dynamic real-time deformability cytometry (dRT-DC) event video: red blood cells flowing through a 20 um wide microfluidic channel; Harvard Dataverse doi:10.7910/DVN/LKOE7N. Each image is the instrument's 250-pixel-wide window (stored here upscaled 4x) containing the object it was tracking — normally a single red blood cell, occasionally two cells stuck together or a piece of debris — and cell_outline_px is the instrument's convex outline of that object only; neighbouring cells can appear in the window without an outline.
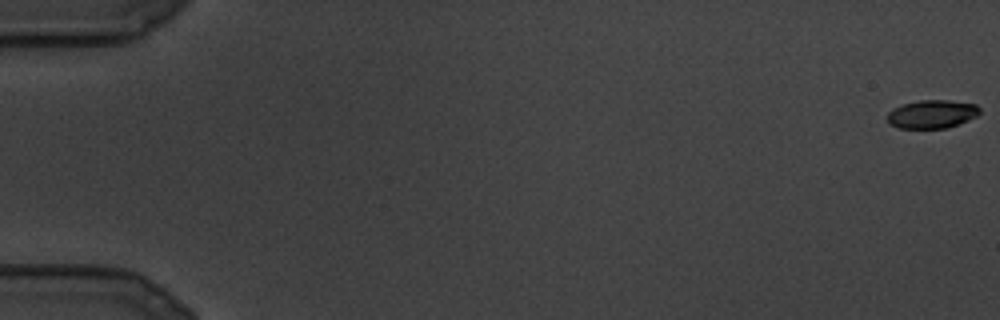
{"species": "common noctule bat (a hibernating species)", "species_latin": "Nyctalus noctula", "temperature_condition": "cold", "stored_images_in_passage": 96, "camera_frame_rate_fps": 3000, "um_per_image_px": 0.085, "animal": {"sex": "male", "body_mass_g": 19.5, "forearm_length_mm": 54.6}, "frame": {"image": 1, "passage_image": 1, "time_ms": 0.0, "image_size_px": [1000, 320], "cell_outline_px": [[980, 112], [976, 116], [968, 120], [944, 128], [900, 128], [888, 124], [888, 112], [892, 108], [904, 104], [920, 100], [948, 100], [976, 104], [980, 108]], "centroid_in_image_um": [79.2, 9.69], "position_along_channel_um": 5.8, "area_um2": 15.14}}
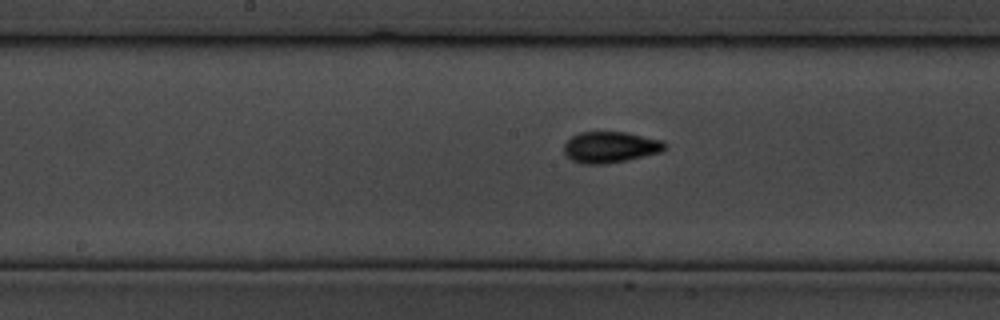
{"frame": {"image": 2, "passage_image": 56, "time_ms": 18.333, "image_size_px": [1000, 320], "cell_outline_px": [[664, 148], [660, 152], [644, 156], [604, 164], [584, 164], [572, 160], [564, 152], [564, 144], [572, 136], [580, 132], [624, 132], [664, 140]], "centroid_in_image_um": [51.85, 12.5], "position_along_channel_um": 196.3, "area_um2": 18.03}}
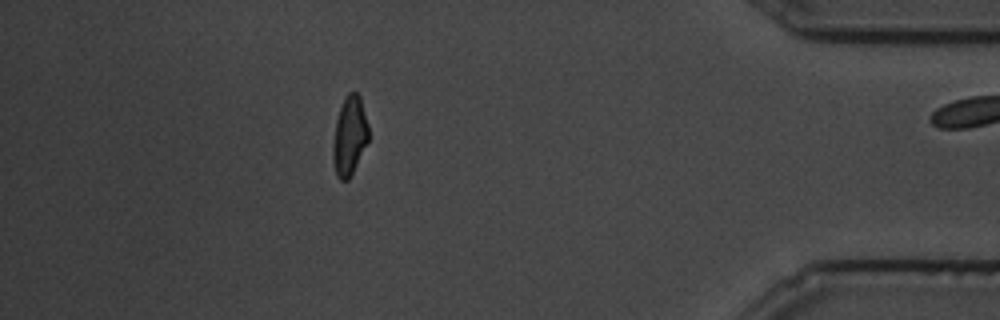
{"frame": {"image": 3, "passage_image": 95, "time_ms": 31.333, "image_size_px": [1000, 320], "cell_outline_px": [[368, 140], [352, 176], [348, 180], [340, 180], [336, 176], [332, 160], [332, 144], [336, 120], [344, 96], [348, 92], [356, 92], [360, 96], [368, 124]], "centroid_in_image_um": [29.69, 11.57], "position_along_channel_um": 405.5, "area_um2": 16.65}}